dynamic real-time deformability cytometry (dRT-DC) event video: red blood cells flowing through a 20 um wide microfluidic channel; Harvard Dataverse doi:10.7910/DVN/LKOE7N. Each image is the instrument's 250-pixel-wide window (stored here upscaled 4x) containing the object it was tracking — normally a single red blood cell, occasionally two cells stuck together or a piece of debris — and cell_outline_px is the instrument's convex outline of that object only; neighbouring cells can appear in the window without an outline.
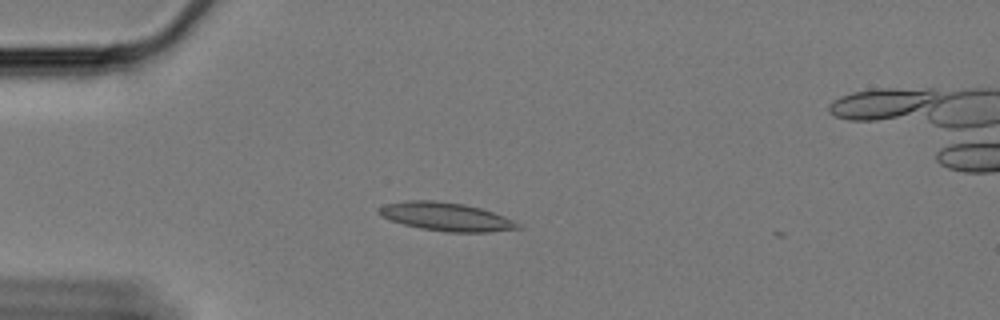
{"species": "Egyptian fruit bat (a non-hibernating species)", "species_latin": "Rousettus aegyptiacus", "temperature_condition": "cold", "stored_images_in_passage": 8, "camera_frame_rate_fps": 3000, "um_per_image_px": 0.085, "animal": {"sex": "female"}, "frame": {"image": 1, "passage_image": 6, "time_ms": 1.667, "image_size_px": [1000, 320], "cell_outline_px": [[524, 228], [488, 232], [444, 232], [420, 228], [404, 224], [380, 216], [376, 212], [376, 208], [384, 204], [408, 200], [432, 200], [464, 204], [480, 208], [516, 220]], "centroid_in_image_um": [37.92, 18.42], "position_along_channel_um": 47.1, "area_um2": 23.18}}